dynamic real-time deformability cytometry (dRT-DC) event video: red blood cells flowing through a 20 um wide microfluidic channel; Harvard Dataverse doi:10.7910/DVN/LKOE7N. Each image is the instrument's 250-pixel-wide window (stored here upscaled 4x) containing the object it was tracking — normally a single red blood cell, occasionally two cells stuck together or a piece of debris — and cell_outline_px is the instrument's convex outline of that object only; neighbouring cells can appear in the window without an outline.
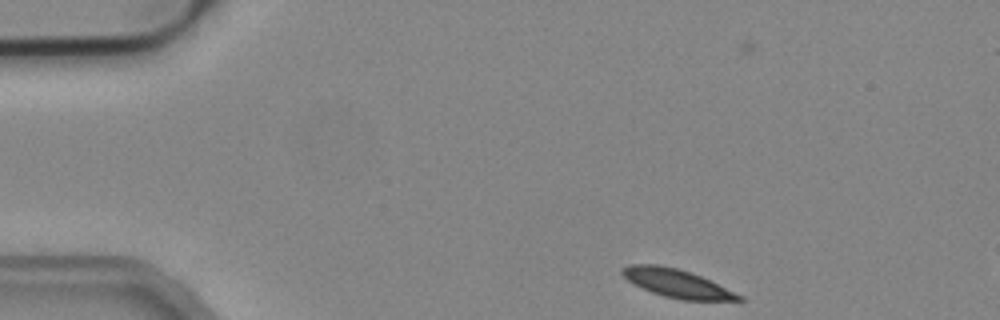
{"species": "common noctule bat (a hibernating species)", "species_latin": "Nyctalus noctula", "temperature_condition": "cold", "stored_images_in_passage": 7, "camera_frame_rate_fps": 3000, "um_per_image_px": 0.085, "animal": {"sex": "male", "body_mass_g": 19.2, "forearm_length_mm": 51.8}, "frame": {"image": 1, "passage_image": 1, "time_ms": 0.0, "image_size_px": [1000, 320], "cell_outline_px": [[744, 300], [680, 300], [664, 296], [652, 292], [628, 280], [620, 272], [620, 268], [632, 264], [656, 264], [676, 268], [700, 276], [744, 296]], "centroid_in_image_um": [57.53, 24.08], "position_along_channel_um": 27.5, "area_um2": 18.84}}